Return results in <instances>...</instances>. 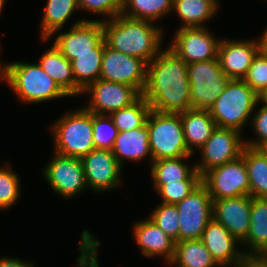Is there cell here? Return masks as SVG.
Returning a JSON list of instances; mask_svg holds the SVG:
<instances>
[{"instance_id":"52a82bcc","label":"cell","mask_w":267,"mask_h":267,"mask_svg":"<svg viewBox=\"0 0 267 267\" xmlns=\"http://www.w3.org/2000/svg\"><path fill=\"white\" fill-rule=\"evenodd\" d=\"M190 109L209 110L230 80L217 59L187 64Z\"/></svg>"},{"instance_id":"ac0fdd59","label":"cell","mask_w":267,"mask_h":267,"mask_svg":"<svg viewBox=\"0 0 267 267\" xmlns=\"http://www.w3.org/2000/svg\"><path fill=\"white\" fill-rule=\"evenodd\" d=\"M259 51L258 39L239 41L222 38L218 45L217 58L220 68L229 79L243 80Z\"/></svg>"},{"instance_id":"74e56055","label":"cell","mask_w":267,"mask_h":267,"mask_svg":"<svg viewBox=\"0 0 267 267\" xmlns=\"http://www.w3.org/2000/svg\"><path fill=\"white\" fill-rule=\"evenodd\" d=\"M78 6L80 10L105 16L106 20L122 13L123 0H78Z\"/></svg>"},{"instance_id":"4dcf8cb0","label":"cell","mask_w":267,"mask_h":267,"mask_svg":"<svg viewBox=\"0 0 267 267\" xmlns=\"http://www.w3.org/2000/svg\"><path fill=\"white\" fill-rule=\"evenodd\" d=\"M173 0H123L124 16L156 22L172 13Z\"/></svg>"},{"instance_id":"d6986e66","label":"cell","mask_w":267,"mask_h":267,"mask_svg":"<svg viewBox=\"0 0 267 267\" xmlns=\"http://www.w3.org/2000/svg\"><path fill=\"white\" fill-rule=\"evenodd\" d=\"M251 196L213 200V218L240 244L247 238L251 222Z\"/></svg>"},{"instance_id":"4316f807","label":"cell","mask_w":267,"mask_h":267,"mask_svg":"<svg viewBox=\"0 0 267 267\" xmlns=\"http://www.w3.org/2000/svg\"><path fill=\"white\" fill-rule=\"evenodd\" d=\"M79 9L78 0H47L41 22L40 37L44 43L57 31H60Z\"/></svg>"},{"instance_id":"44dd1931","label":"cell","mask_w":267,"mask_h":267,"mask_svg":"<svg viewBox=\"0 0 267 267\" xmlns=\"http://www.w3.org/2000/svg\"><path fill=\"white\" fill-rule=\"evenodd\" d=\"M39 65L68 96H79L83 89L76 83L71 62L52 44L40 57Z\"/></svg>"},{"instance_id":"1f68e13d","label":"cell","mask_w":267,"mask_h":267,"mask_svg":"<svg viewBox=\"0 0 267 267\" xmlns=\"http://www.w3.org/2000/svg\"><path fill=\"white\" fill-rule=\"evenodd\" d=\"M151 111L146 99L141 95L130 106L114 111L110 114L118 131H129L143 126Z\"/></svg>"},{"instance_id":"9a60e30c","label":"cell","mask_w":267,"mask_h":267,"mask_svg":"<svg viewBox=\"0 0 267 267\" xmlns=\"http://www.w3.org/2000/svg\"><path fill=\"white\" fill-rule=\"evenodd\" d=\"M70 29L59 33L54 46L70 62L77 55L84 53H94V48L104 39L102 20L81 19L74 21Z\"/></svg>"},{"instance_id":"f6af8a7d","label":"cell","mask_w":267,"mask_h":267,"mask_svg":"<svg viewBox=\"0 0 267 267\" xmlns=\"http://www.w3.org/2000/svg\"><path fill=\"white\" fill-rule=\"evenodd\" d=\"M260 100L267 105V91L260 96Z\"/></svg>"},{"instance_id":"484cf974","label":"cell","mask_w":267,"mask_h":267,"mask_svg":"<svg viewBox=\"0 0 267 267\" xmlns=\"http://www.w3.org/2000/svg\"><path fill=\"white\" fill-rule=\"evenodd\" d=\"M217 0H173L172 12H176L183 22L178 29L205 27L219 8Z\"/></svg>"},{"instance_id":"7a4b0ae2","label":"cell","mask_w":267,"mask_h":267,"mask_svg":"<svg viewBox=\"0 0 267 267\" xmlns=\"http://www.w3.org/2000/svg\"><path fill=\"white\" fill-rule=\"evenodd\" d=\"M104 40L108 47L144 60L147 64L162 50L163 28L154 22L119 14L102 20Z\"/></svg>"},{"instance_id":"8d00e7d4","label":"cell","mask_w":267,"mask_h":267,"mask_svg":"<svg viewBox=\"0 0 267 267\" xmlns=\"http://www.w3.org/2000/svg\"><path fill=\"white\" fill-rule=\"evenodd\" d=\"M243 80L259 96L267 91V54L257 53Z\"/></svg>"},{"instance_id":"9c48e42d","label":"cell","mask_w":267,"mask_h":267,"mask_svg":"<svg viewBox=\"0 0 267 267\" xmlns=\"http://www.w3.org/2000/svg\"><path fill=\"white\" fill-rule=\"evenodd\" d=\"M176 207L179 214V241L200 239L213 218V200L207 188L201 183Z\"/></svg>"},{"instance_id":"83f0119b","label":"cell","mask_w":267,"mask_h":267,"mask_svg":"<svg viewBox=\"0 0 267 267\" xmlns=\"http://www.w3.org/2000/svg\"><path fill=\"white\" fill-rule=\"evenodd\" d=\"M167 265L174 267H220L200 239L175 242L173 258Z\"/></svg>"},{"instance_id":"5b68a950","label":"cell","mask_w":267,"mask_h":267,"mask_svg":"<svg viewBox=\"0 0 267 267\" xmlns=\"http://www.w3.org/2000/svg\"><path fill=\"white\" fill-rule=\"evenodd\" d=\"M50 127L54 137V152L60 155L81 159L95 149L92 112L84 107L67 112Z\"/></svg>"},{"instance_id":"836d02e7","label":"cell","mask_w":267,"mask_h":267,"mask_svg":"<svg viewBox=\"0 0 267 267\" xmlns=\"http://www.w3.org/2000/svg\"><path fill=\"white\" fill-rule=\"evenodd\" d=\"M20 177L11 165L0 167V210L10 208L21 196Z\"/></svg>"},{"instance_id":"f546056e","label":"cell","mask_w":267,"mask_h":267,"mask_svg":"<svg viewBox=\"0 0 267 267\" xmlns=\"http://www.w3.org/2000/svg\"><path fill=\"white\" fill-rule=\"evenodd\" d=\"M104 47L105 40L103 39L94 48V53L77 55L76 58L71 61L75 81L83 90L89 84L100 79Z\"/></svg>"},{"instance_id":"8992f818","label":"cell","mask_w":267,"mask_h":267,"mask_svg":"<svg viewBox=\"0 0 267 267\" xmlns=\"http://www.w3.org/2000/svg\"><path fill=\"white\" fill-rule=\"evenodd\" d=\"M146 124L152 161L193 155L186 146L179 113L151 110Z\"/></svg>"},{"instance_id":"ee69618b","label":"cell","mask_w":267,"mask_h":267,"mask_svg":"<svg viewBox=\"0 0 267 267\" xmlns=\"http://www.w3.org/2000/svg\"><path fill=\"white\" fill-rule=\"evenodd\" d=\"M0 52H1V47H0ZM6 67H7V63H6V65H5V63H4V65L3 64H0V72L3 75H4L5 71H6Z\"/></svg>"},{"instance_id":"7bdbcfd3","label":"cell","mask_w":267,"mask_h":267,"mask_svg":"<svg viewBox=\"0 0 267 267\" xmlns=\"http://www.w3.org/2000/svg\"><path fill=\"white\" fill-rule=\"evenodd\" d=\"M259 148L267 156V142L261 145Z\"/></svg>"},{"instance_id":"ba28073f","label":"cell","mask_w":267,"mask_h":267,"mask_svg":"<svg viewBox=\"0 0 267 267\" xmlns=\"http://www.w3.org/2000/svg\"><path fill=\"white\" fill-rule=\"evenodd\" d=\"M212 200L250 196V185L243 156L217 167L201 176Z\"/></svg>"},{"instance_id":"b9f144b4","label":"cell","mask_w":267,"mask_h":267,"mask_svg":"<svg viewBox=\"0 0 267 267\" xmlns=\"http://www.w3.org/2000/svg\"><path fill=\"white\" fill-rule=\"evenodd\" d=\"M258 38L260 52L267 54V27L264 29V32Z\"/></svg>"},{"instance_id":"3957f363","label":"cell","mask_w":267,"mask_h":267,"mask_svg":"<svg viewBox=\"0 0 267 267\" xmlns=\"http://www.w3.org/2000/svg\"><path fill=\"white\" fill-rule=\"evenodd\" d=\"M3 81L22 103L35 104L68 97L39 63H7Z\"/></svg>"},{"instance_id":"f1b7e54d","label":"cell","mask_w":267,"mask_h":267,"mask_svg":"<svg viewBox=\"0 0 267 267\" xmlns=\"http://www.w3.org/2000/svg\"><path fill=\"white\" fill-rule=\"evenodd\" d=\"M243 156L250 185V196L267 199V156L260 148L246 146Z\"/></svg>"},{"instance_id":"7c38bea8","label":"cell","mask_w":267,"mask_h":267,"mask_svg":"<svg viewBox=\"0 0 267 267\" xmlns=\"http://www.w3.org/2000/svg\"><path fill=\"white\" fill-rule=\"evenodd\" d=\"M54 158L42 170L43 177L56 194L71 199L88 189L80 158L54 152Z\"/></svg>"},{"instance_id":"d6a6232c","label":"cell","mask_w":267,"mask_h":267,"mask_svg":"<svg viewBox=\"0 0 267 267\" xmlns=\"http://www.w3.org/2000/svg\"><path fill=\"white\" fill-rule=\"evenodd\" d=\"M175 242H179V214L176 205L158 204L147 217Z\"/></svg>"},{"instance_id":"bcb514c9","label":"cell","mask_w":267,"mask_h":267,"mask_svg":"<svg viewBox=\"0 0 267 267\" xmlns=\"http://www.w3.org/2000/svg\"><path fill=\"white\" fill-rule=\"evenodd\" d=\"M6 0H0V14H1V11H2V9H3V7H4V2H5Z\"/></svg>"},{"instance_id":"7402d4cb","label":"cell","mask_w":267,"mask_h":267,"mask_svg":"<svg viewBox=\"0 0 267 267\" xmlns=\"http://www.w3.org/2000/svg\"><path fill=\"white\" fill-rule=\"evenodd\" d=\"M250 217L249 233L240 245L247 247L248 258L267 256V199L251 197Z\"/></svg>"},{"instance_id":"f35d334b","label":"cell","mask_w":267,"mask_h":267,"mask_svg":"<svg viewBox=\"0 0 267 267\" xmlns=\"http://www.w3.org/2000/svg\"><path fill=\"white\" fill-rule=\"evenodd\" d=\"M262 107L254 109V115L251 116V125L257 136V140H244L246 146L259 148L261 145L267 142V105L259 100Z\"/></svg>"},{"instance_id":"d4e9b609","label":"cell","mask_w":267,"mask_h":267,"mask_svg":"<svg viewBox=\"0 0 267 267\" xmlns=\"http://www.w3.org/2000/svg\"><path fill=\"white\" fill-rule=\"evenodd\" d=\"M192 156L166 158L152 161L151 178L154 184H168L178 181H201V175L195 165L187 162Z\"/></svg>"},{"instance_id":"8fae6325","label":"cell","mask_w":267,"mask_h":267,"mask_svg":"<svg viewBox=\"0 0 267 267\" xmlns=\"http://www.w3.org/2000/svg\"><path fill=\"white\" fill-rule=\"evenodd\" d=\"M241 132L231 128L216 127L210 138L199 148L200 163L196 170L202 176L208 170L224 165L239 156L245 147Z\"/></svg>"},{"instance_id":"30bf717a","label":"cell","mask_w":267,"mask_h":267,"mask_svg":"<svg viewBox=\"0 0 267 267\" xmlns=\"http://www.w3.org/2000/svg\"><path fill=\"white\" fill-rule=\"evenodd\" d=\"M100 79L130 85L142 95L147 81V63L116 51L105 43Z\"/></svg>"},{"instance_id":"60d3db41","label":"cell","mask_w":267,"mask_h":267,"mask_svg":"<svg viewBox=\"0 0 267 267\" xmlns=\"http://www.w3.org/2000/svg\"><path fill=\"white\" fill-rule=\"evenodd\" d=\"M245 267H267V256L249 257Z\"/></svg>"},{"instance_id":"603a6c76","label":"cell","mask_w":267,"mask_h":267,"mask_svg":"<svg viewBox=\"0 0 267 267\" xmlns=\"http://www.w3.org/2000/svg\"><path fill=\"white\" fill-rule=\"evenodd\" d=\"M112 153L122 167L126 159L140 162L147 156L152 163L147 124L129 131H118Z\"/></svg>"},{"instance_id":"7dc6e473","label":"cell","mask_w":267,"mask_h":267,"mask_svg":"<svg viewBox=\"0 0 267 267\" xmlns=\"http://www.w3.org/2000/svg\"><path fill=\"white\" fill-rule=\"evenodd\" d=\"M3 74L0 72V81H3Z\"/></svg>"},{"instance_id":"cb8c5ba5","label":"cell","mask_w":267,"mask_h":267,"mask_svg":"<svg viewBox=\"0 0 267 267\" xmlns=\"http://www.w3.org/2000/svg\"><path fill=\"white\" fill-rule=\"evenodd\" d=\"M179 114L186 146L192 154H195L194 147L199 149L210 138L217 124L209 110L191 108Z\"/></svg>"},{"instance_id":"277c9868","label":"cell","mask_w":267,"mask_h":267,"mask_svg":"<svg viewBox=\"0 0 267 267\" xmlns=\"http://www.w3.org/2000/svg\"><path fill=\"white\" fill-rule=\"evenodd\" d=\"M259 100L260 96L244 80L230 79L209 112L217 127L242 132Z\"/></svg>"},{"instance_id":"4fadbf2b","label":"cell","mask_w":267,"mask_h":267,"mask_svg":"<svg viewBox=\"0 0 267 267\" xmlns=\"http://www.w3.org/2000/svg\"><path fill=\"white\" fill-rule=\"evenodd\" d=\"M212 34L206 26L177 29L168 48L187 64L217 59L220 40Z\"/></svg>"},{"instance_id":"5bb4252c","label":"cell","mask_w":267,"mask_h":267,"mask_svg":"<svg viewBox=\"0 0 267 267\" xmlns=\"http://www.w3.org/2000/svg\"><path fill=\"white\" fill-rule=\"evenodd\" d=\"M90 94L87 111L97 115H110L112 112L130 106L141 94L132 86L98 79L89 84L82 94ZM88 105V106H87Z\"/></svg>"},{"instance_id":"ffe728a7","label":"cell","mask_w":267,"mask_h":267,"mask_svg":"<svg viewBox=\"0 0 267 267\" xmlns=\"http://www.w3.org/2000/svg\"><path fill=\"white\" fill-rule=\"evenodd\" d=\"M133 236L145 257L162 256L167 264L171 262L174 255L175 241L149 218L133 225Z\"/></svg>"},{"instance_id":"d590c367","label":"cell","mask_w":267,"mask_h":267,"mask_svg":"<svg viewBox=\"0 0 267 267\" xmlns=\"http://www.w3.org/2000/svg\"><path fill=\"white\" fill-rule=\"evenodd\" d=\"M201 181H178L168 184H153L156 194L162 197V203L176 205L191 194Z\"/></svg>"},{"instance_id":"e0dca14e","label":"cell","mask_w":267,"mask_h":267,"mask_svg":"<svg viewBox=\"0 0 267 267\" xmlns=\"http://www.w3.org/2000/svg\"><path fill=\"white\" fill-rule=\"evenodd\" d=\"M200 240L220 267L246 266L248 257L244 250L236 248L240 242L214 218L208 222Z\"/></svg>"},{"instance_id":"ab89813d","label":"cell","mask_w":267,"mask_h":267,"mask_svg":"<svg viewBox=\"0 0 267 267\" xmlns=\"http://www.w3.org/2000/svg\"><path fill=\"white\" fill-rule=\"evenodd\" d=\"M0 267H34L32 262H26L23 259L16 257H1L0 258Z\"/></svg>"},{"instance_id":"e575fe53","label":"cell","mask_w":267,"mask_h":267,"mask_svg":"<svg viewBox=\"0 0 267 267\" xmlns=\"http://www.w3.org/2000/svg\"><path fill=\"white\" fill-rule=\"evenodd\" d=\"M93 144L96 149L112 150L118 129L110 115L92 113Z\"/></svg>"},{"instance_id":"6da1fadb","label":"cell","mask_w":267,"mask_h":267,"mask_svg":"<svg viewBox=\"0 0 267 267\" xmlns=\"http://www.w3.org/2000/svg\"><path fill=\"white\" fill-rule=\"evenodd\" d=\"M142 96L154 111L180 113L190 109L187 63L170 48L161 50L147 64V81Z\"/></svg>"},{"instance_id":"2e32d148","label":"cell","mask_w":267,"mask_h":267,"mask_svg":"<svg viewBox=\"0 0 267 267\" xmlns=\"http://www.w3.org/2000/svg\"><path fill=\"white\" fill-rule=\"evenodd\" d=\"M87 187L106 192L120 184L122 166L109 149H93L81 158Z\"/></svg>"}]
</instances>
